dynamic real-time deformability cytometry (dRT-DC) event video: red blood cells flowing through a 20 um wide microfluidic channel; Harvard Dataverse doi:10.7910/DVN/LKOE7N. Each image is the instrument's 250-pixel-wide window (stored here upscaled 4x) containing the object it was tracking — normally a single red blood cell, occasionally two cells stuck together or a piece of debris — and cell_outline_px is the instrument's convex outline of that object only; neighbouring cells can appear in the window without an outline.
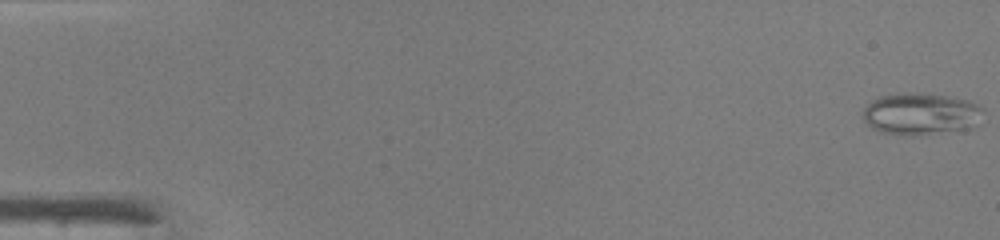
{"species": "common noctule bat (a hibernating species)", "species_latin": "Nyctalus noctula", "temperature_condition": "warm", "stored_images_in_passage": 48, "camera_frame_rate_fps": 3000, "um_per_image_px": 0.085, "animal": {"sex": "male", "body_mass_g": 19.0, "forearm_length_mm": 50.8}, "frame": {"image": 1, "passage_image": 1, "time_ms": 0.0, "image_size_px": [1000, 240], "cell_outline_px": [[984, 112], [976, 124], [972, 128], [912, 136], [884, 132], [872, 128], [864, 120], [864, 108], [872, 100], [880, 96], [904, 92], [916, 92], [944, 96], [968, 100], [984, 108]], "centroid_in_image_um": [78.28, 9.67], "position_along_channel_um": 6.7, "area_um2": 29.25}}
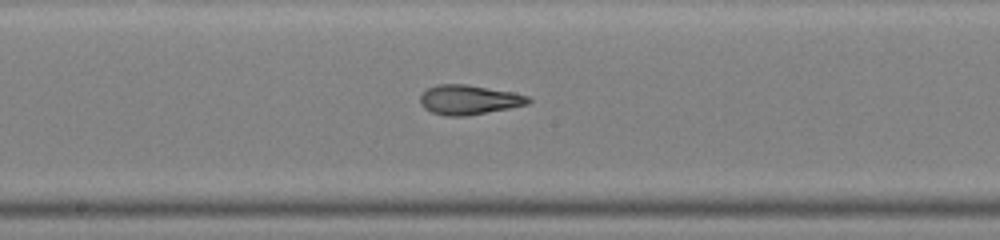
{"frame": {"image": 2, "passage_image": 26, "time_ms": 8.333, "image_size_px": [1000, 240], "cell_outline_px": [[532, 100], [528, 104], [508, 108], [464, 116], [444, 116], [432, 112], [424, 108], [420, 104], [420, 96], [428, 88], [436, 84], [464, 84], [512, 92], [528, 96]], "centroid_in_image_um": [39.83, 8.48], "position_along_channel_um": 208.4, "area_um2": 18.44}}
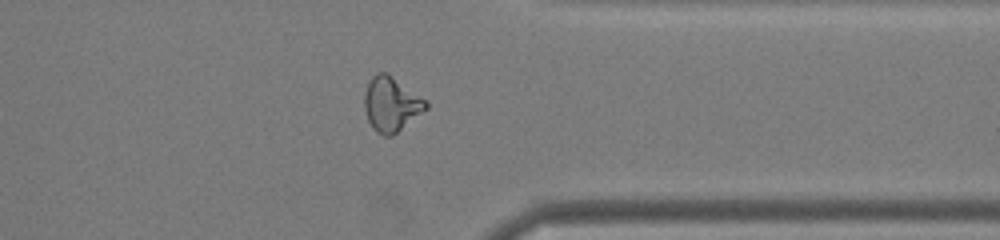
{"frame": {"image": 3, "passage_image": 38, "time_ms": 12.333, "image_size_px": [1000, 240], "cell_outline_px": [[428, 108], [392, 136], [384, 136], [376, 132], [372, 128], [368, 120], [364, 108], [364, 92], [368, 80], [376, 72], [388, 72], [428, 100]], "centroid_in_image_um": [33.25, 8.82], "position_along_channel_um": 378.1, "area_um2": 20.0}, "authors_computed_cell_mechanics": {"area_um2": 20.5479, "velocity_mm_per_s": 4.3433, "shape_relaxation_time_tau1_ms": null, "shape_relaxation_time_tau2_ms": 1.1784, "deformation_change_tau1": null, "deformation_change_tau2": 0.0927}}